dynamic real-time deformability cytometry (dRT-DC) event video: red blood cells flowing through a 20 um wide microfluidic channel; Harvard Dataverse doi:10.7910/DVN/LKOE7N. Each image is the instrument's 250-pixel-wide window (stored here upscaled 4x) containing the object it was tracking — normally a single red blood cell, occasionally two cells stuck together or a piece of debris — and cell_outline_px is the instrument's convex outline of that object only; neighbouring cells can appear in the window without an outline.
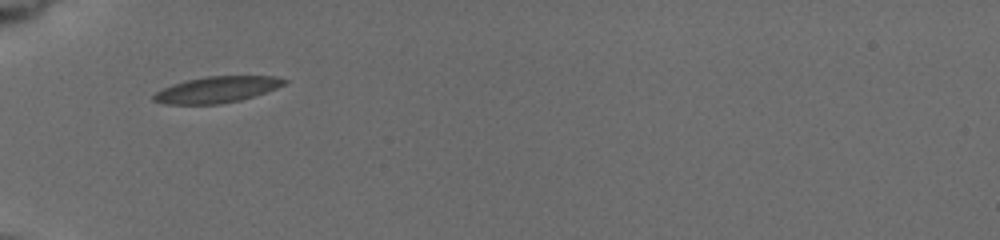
{"species": "common noctule bat (a hibernating species)", "species_latin": "Nyctalus noctula", "temperature_condition": "cold", "stored_images_in_passage": 25, "camera_frame_rate_fps": 3000, "um_per_image_px": 0.085, "animal": {"sex": "female", "body_mass_g": 19.5, "forearm_length_mm": 54.1}, "frame": {"image": 1, "passage_image": 1, "time_ms": 0.0, "image_size_px": [1000, 240], "cell_outline_px": [[288, 80], [284, 84], [276, 88], [240, 100], [216, 104], [164, 104], [152, 100], [152, 96], [156, 92], [172, 84], [188, 80], [208, 76], [276, 76]], "centroid_in_image_um": [18.41, 7.61], "position_along_channel_um": 66.6, "area_um2": 19.65}}
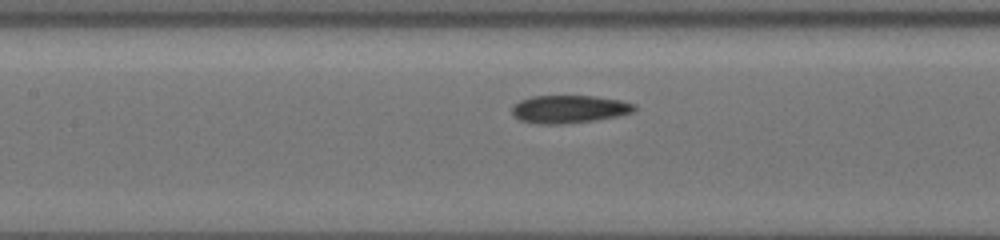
{"frame": {"image": 2, "passage_image": 10, "time_ms": 2.667, "image_size_px": [1000, 240], "cell_outline_px": [[636, 108], [632, 112], [620, 116], [596, 120], [560, 124], [536, 124], [520, 120], [512, 116], [512, 104], [520, 100], [532, 96], [596, 96], [620, 100], [636, 104]], "centroid_in_image_um": [48.36, 9.28], "position_along_channel_um": 159.0, "area_um2": 20.11}}
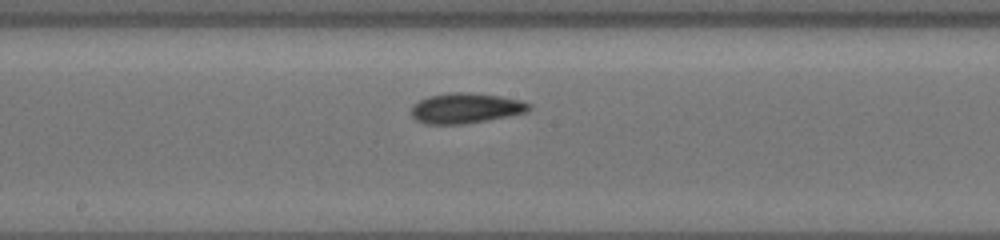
{"frame": {"image": 3, "passage_image": 19, "time_ms": 4.0, "image_size_px": [1000, 240], "cell_outline_px": [[532, 108], [528, 112], [488, 120], [464, 124], [424, 124], [416, 120], [408, 112], [412, 104], [428, 96], [448, 92], [464, 92], [500, 96], [520, 100], [532, 104]], "centroid_in_image_um": [39.55, 9.2], "position_along_channel_um": 208.6, "area_um2": 21.1}}